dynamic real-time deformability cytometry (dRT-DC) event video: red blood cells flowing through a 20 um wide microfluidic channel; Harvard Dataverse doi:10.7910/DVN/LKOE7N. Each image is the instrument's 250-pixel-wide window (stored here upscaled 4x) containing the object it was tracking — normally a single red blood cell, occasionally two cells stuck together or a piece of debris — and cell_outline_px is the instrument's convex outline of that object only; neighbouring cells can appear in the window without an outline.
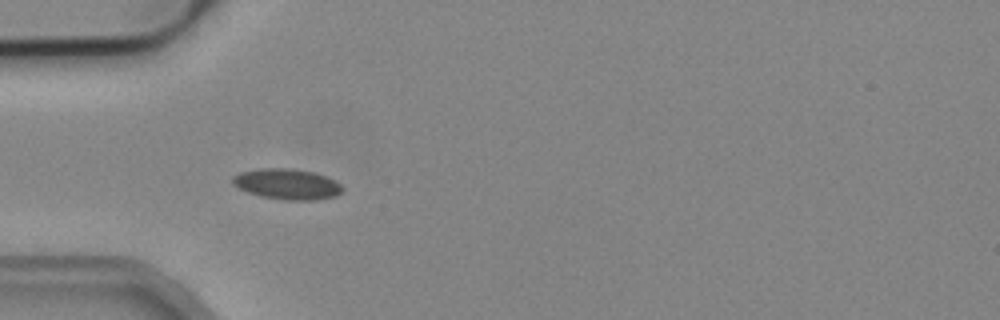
{"species": "common noctule bat (a hibernating species)", "species_latin": "Nyctalus noctula", "temperature_condition": "cold", "stored_images_in_passage": 3, "camera_frame_rate_fps": 3000, "um_per_image_px": 0.085, "animal": {"sex": "male", "body_mass_g": 19.2, "forearm_length_mm": 51.8}, "frame": {"image": 1, "passage_image": 1, "time_ms": 0.0, "image_size_px": [1000, 320], "cell_outline_px": [[344, 188], [336, 196], [316, 200], [284, 200], [260, 196], [248, 192], [232, 184], [232, 176], [240, 172], [260, 168], [288, 168], [312, 172], [324, 176], [340, 184]], "centroid_in_image_um": [24.37, 15.65], "position_along_channel_um": 60.6, "area_um2": 19.48}}